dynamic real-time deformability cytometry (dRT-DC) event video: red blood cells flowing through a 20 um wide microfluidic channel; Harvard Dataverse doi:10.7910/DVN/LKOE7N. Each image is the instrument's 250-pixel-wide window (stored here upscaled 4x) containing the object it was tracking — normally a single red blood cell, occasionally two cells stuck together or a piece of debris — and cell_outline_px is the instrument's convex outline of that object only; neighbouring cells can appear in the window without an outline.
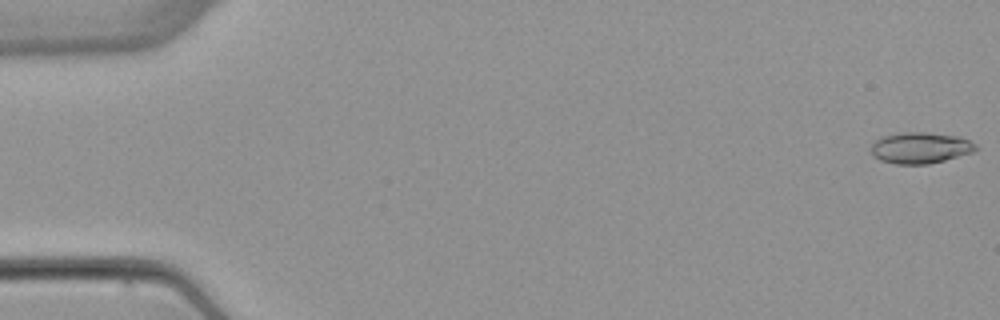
{"species": "common noctule bat (a hibernating species)", "species_latin": "Nyctalus noctula", "temperature_condition": "warm", "stored_images_in_passage": 4, "camera_frame_rate_fps": 3000, "um_per_image_px": 0.085, "animal": {"sex": "female", "body_mass_g": 22.7, "forearm_length_mm": 54.2}, "frame": {"image": 1, "passage_image": 1, "time_ms": 0.0, "image_size_px": [1000, 320], "cell_outline_px": [[980, 148], [972, 152], [944, 160], [928, 164], [896, 164], [880, 160], [872, 156], [872, 144], [880, 136], [900, 132], [924, 132], [960, 136], [976, 144]], "centroid_in_image_um": [78.22, 12.55], "position_along_channel_um": 6.8, "area_um2": 19.13}}